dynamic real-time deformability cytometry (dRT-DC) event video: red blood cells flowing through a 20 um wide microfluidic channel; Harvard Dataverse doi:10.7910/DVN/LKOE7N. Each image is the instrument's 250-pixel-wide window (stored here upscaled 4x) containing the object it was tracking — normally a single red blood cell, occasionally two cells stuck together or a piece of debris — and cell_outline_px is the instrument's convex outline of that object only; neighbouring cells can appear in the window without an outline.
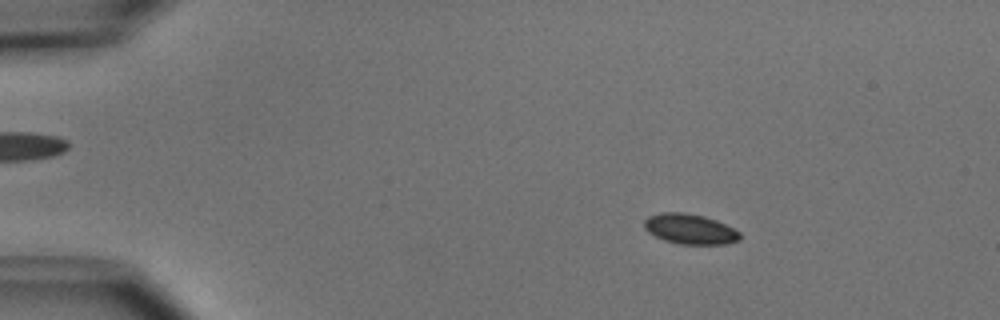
{"species": "common noctule bat (a hibernating species)", "species_latin": "Nyctalus noctula", "temperature_condition": "cold", "stored_images_in_passage": 54, "camera_frame_rate_fps": 3000, "um_per_image_px": 0.085, "animal": {"sex": "male", "body_mass_g": 15.6}, "frame": {"image": 1, "passage_image": 9, "time_ms": 2.667, "image_size_px": [1000, 320], "cell_outline_px": [[740, 240], [728, 244], [680, 244], [664, 240], [648, 232], [644, 228], [644, 220], [648, 216], [660, 212], [684, 212], [704, 216], [716, 220], [740, 232]], "centroid_in_image_um": [58.63, 19.46], "position_along_channel_um": 26.4, "area_um2": 16.88}}
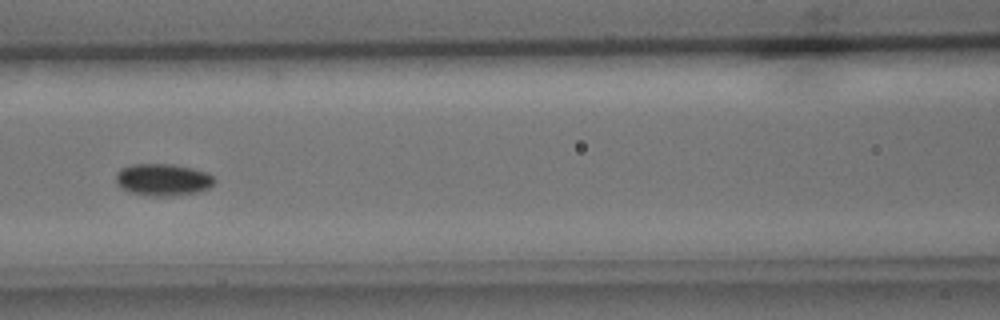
{"frame": {"image": 2, "passage_image": 25, "time_ms": 8.0, "image_size_px": [1000, 320], "cell_outline_px": [[216, 180], [208, 188], [200, 192], [172, 196], [148, 196], [128, 192], [116, 180], [116, 172], [120, 168], [132, 164], [172, 164], [192, 168], [208, 172]], "centroid_in_image_um": [13.86, 15.27], "position_along_channel_um": 152.7, "area_um2": 18.5}}
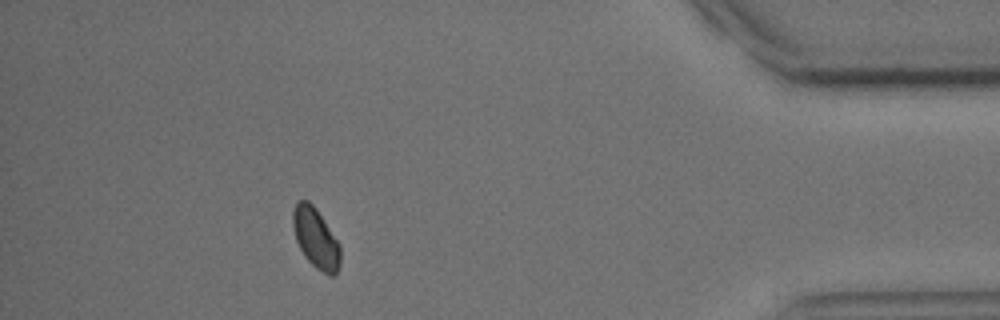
{"frame": {"image": 3, "passage_image": 49, "time_ms": 16.0, "image_size_px": [1000, 320], "cell_outline_px": [[340, 264], [336, 272], [332, 276], [328, 276], [316, 268], [304, 256], [296, 240], [292, 224], [292, 212], [296, 204], [300, 200], [308, 200], [316, 208], [340, 244]], "centroid_in_image_um": [26.84, 20.25], "position_along_channel_um": 408.4, "area_um2": 16.59}, "authors_computed_cell_mechanics": {"area_um2": 16.8487, "velocity_mm_per_s": 3.7639, "shape_relaxation_time_tau1_ms": 3.887, "shape_relaxation_time_tau2_ms": null, "deformation_change_tau1": 0.0576, "deformation_change_tau2": null}}